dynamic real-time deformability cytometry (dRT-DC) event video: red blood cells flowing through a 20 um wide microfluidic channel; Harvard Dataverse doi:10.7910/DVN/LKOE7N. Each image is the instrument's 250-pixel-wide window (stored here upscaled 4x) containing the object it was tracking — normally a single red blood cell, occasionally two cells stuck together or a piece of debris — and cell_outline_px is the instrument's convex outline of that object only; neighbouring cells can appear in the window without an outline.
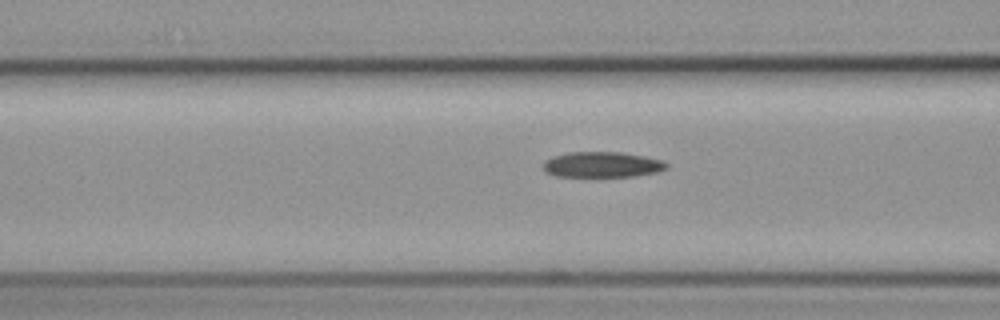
{"species": "common noctule bat (a hibernating species)", "species_latin": "Nyctalus noctula", "temperature_condition": "cold", "stored_images_in_passage": 7, "camera_frame_rate_fps": 3000, "um_per_image_px": 0.085, "animal": {"sex": "female", "body_mass_g": 19.3, "forearm_length_mm": 54.1}, "frame": {"image": 1, "passage_image": 7, "time_ms": 7.333, "image_size_px": [1000, 320], "cell_outline_px": [[668, 168], [656, 172], [636, 176], [556, 176], [548, 172], [544, 168], [544, 160], [552, 156], [568, 152], [620, 152], [644, 156], [664, 160], [668, 164]], "centroid_in_image_um": [51.21, 13.98], "position_along_channel_um": 115.4, "area_um2": 18.32}}